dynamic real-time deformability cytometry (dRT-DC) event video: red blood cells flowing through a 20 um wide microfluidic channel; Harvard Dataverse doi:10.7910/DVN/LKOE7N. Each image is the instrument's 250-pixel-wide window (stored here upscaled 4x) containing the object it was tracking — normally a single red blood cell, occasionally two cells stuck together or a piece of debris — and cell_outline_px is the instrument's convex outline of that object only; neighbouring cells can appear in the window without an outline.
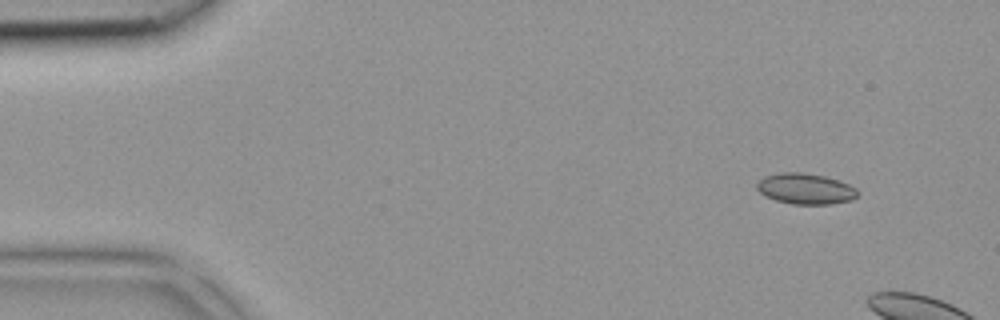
{"species": "common noctule bat (a hibernating species)", "species_latin": "Nyctalus noctula", "temperature_condition": "room temperature", "stored_images_in_passage": 5, "camera_frame_rate_fps": 3000, "um_per_image_px": 0.085, "animal": {"sex": "female", "body_mass_g": 18.4}, "frame": {"image": 1, "passage_image": 1, "time_ms": 0.0, "image_size_px": [1000, 320], "cell_outline_px": [[860, 192], [852, 200], [828, 204], [792, 204], [776, 200], [764, 196], [756, 188], [756, 184], [764, 176], [780, 172], [804, 172], [824, 176], [840, 180], [856, 188]], "centroid_in_image_um": [68.46, 16.04], "position_along_channel_um": 16.5, "area_um2": 18.21}}